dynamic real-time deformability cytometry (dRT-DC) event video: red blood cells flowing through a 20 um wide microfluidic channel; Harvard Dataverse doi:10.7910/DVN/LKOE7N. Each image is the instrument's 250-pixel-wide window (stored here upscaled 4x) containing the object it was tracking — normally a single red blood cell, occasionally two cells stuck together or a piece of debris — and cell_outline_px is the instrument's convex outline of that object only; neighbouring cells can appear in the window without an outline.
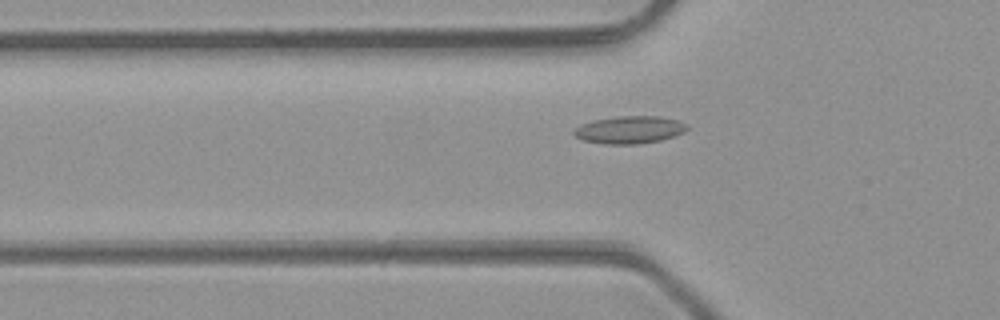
{"species": "common noctule bat (a hibernating species)", "species_latin": "Nyctalus noctula", "temperature_condition": "room temperature", "stored_images_in_passage": 48, "camera_frame_rate_fps": 3000, "um_per_image_px": 0.085, "animal": {"sex": "male", "body_mass_g": 23.1, "forearm_length_mm": 52.7}, "frame": {"image": 1, "passage_image": 16, "time_ms": 5.0, "image_size_px": [1000, 320], "cell_outline_px": [[688, 128], [684, 132], [660, 140], [636, 144], [604, 144], [584, 140], [576, 136], [572, 132], [580, 124], [592, 120], [616, 116], [660, 116], [680, 120], [688, 124]], "centroid_in_image_um": [53.52, 11.01], "position_along_channel_um": 72.3, "area_um2": 18.21}}
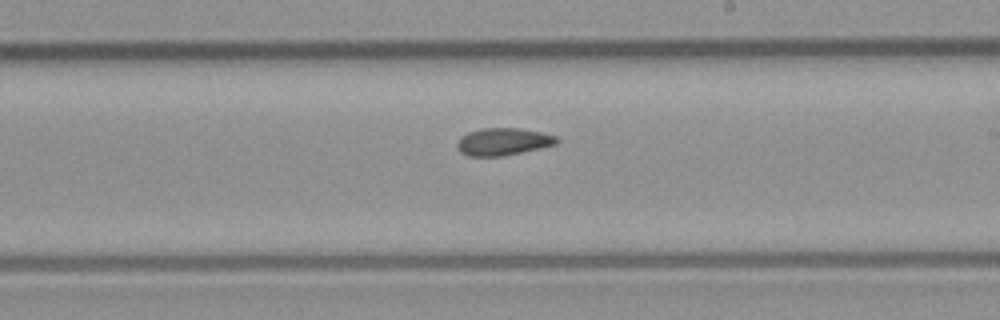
{"frame": {"image": 2, "passage_image": 28, "time_ms": 9.0, "image_size_px": [1000, 320], "cell_outline_px": [[560, 140], [556, 144], [504, 156], [468, 156], [460, 152], [456, 148], [456, 144], [460, 136], [468, 132], [484, 128], [520, 128], [540, 132], [556, 136]], "centroid_in_image_um": [42.73, 12.04], "position_along_channel_um": 246.3, "area_um2": 15.9}}
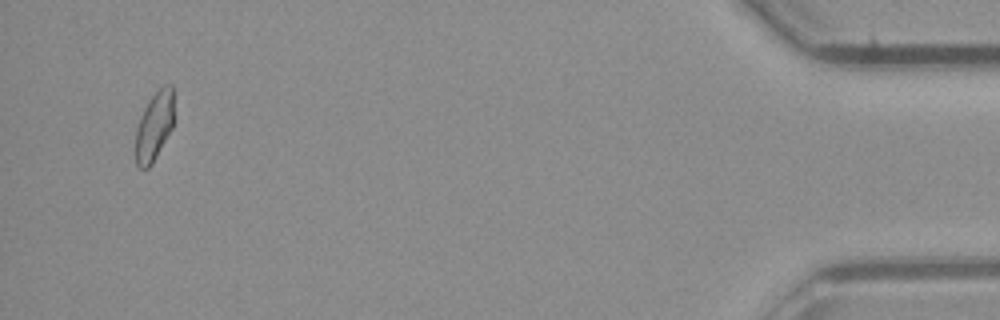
{"frame": {"image": 3, "passage_image": 46, "time_ms": 15.0, "image_size_px": [1000, 320], "cell_outline_px": [[172, 128], [152, 164], [148, 168], [140, 168], [136, 164], [136, 128], [140, 116], [148, 100], [164, 84], [172, 84]], "centroid_in_image_um": [13.09, 10.74], "position_along_channel_um": 422.1, "area_um2": 15.14}, "authors_computed_cell_mechanics": {"area_um2": 16.2418, "velocity_mm_per_s": 4.33, "shape_relaxation_time_tau1_ms": null, "shape_relaxation_time_tau2_ms": 4.9421, "deformation_change_tau1": null, "deformation_change_tau2": 0.1076}}